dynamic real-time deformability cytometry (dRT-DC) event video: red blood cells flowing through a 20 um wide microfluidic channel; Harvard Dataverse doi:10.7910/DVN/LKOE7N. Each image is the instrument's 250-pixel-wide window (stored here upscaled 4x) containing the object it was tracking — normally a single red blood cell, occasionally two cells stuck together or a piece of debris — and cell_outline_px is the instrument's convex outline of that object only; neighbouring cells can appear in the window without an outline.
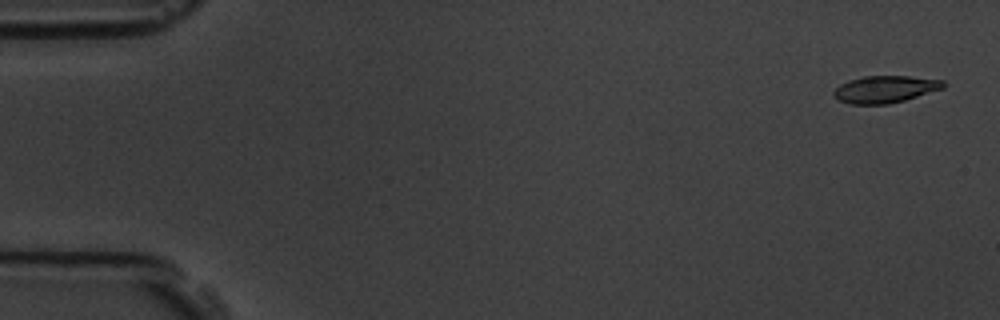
{"species": "common noctule bat (a hibernating species)", "species_latin": "Nyctalus noctula", "temperature_condition": "room temperature", "stored_images_in_passage": 5, "camera_frame_rate_fps": 3000, "um_per_image_px": 0.085, "animal": {"sex": "male", "body_mass_g": 19.5, "forearm_length_mm": 54.6}, "frame": {"image": 1, "passage_image": 1, "time_ms": 0.0, "image_size_px": [1000, 320], "cell_outline_px": [[948, 84], [944, 88], [904, 100], [888, 104], [852, 104], [840, 100], [832, 92], [840, 84], [848, 80], [864, 76], [908, 76], [944, 80]], "centroid_in_image_um": [75.27, 7.57], "position_along_channel_um": 9.7, "area_um2": 17.22}}
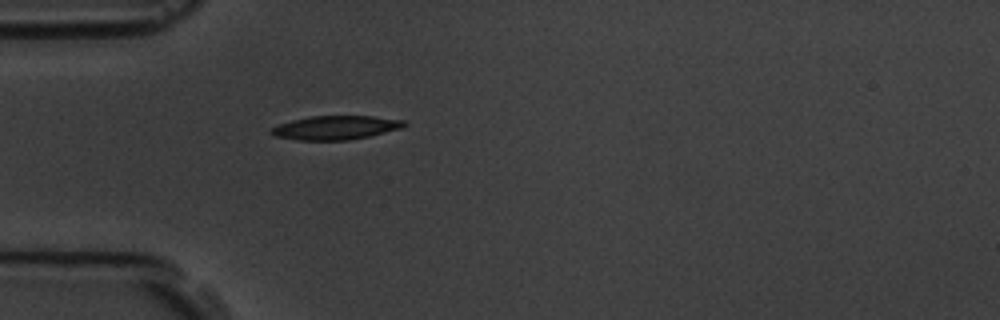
{"frame": {"image": 2, "passage_image": 5, "time_ms": 4.667, "image_size_px": [1000, 320], "cell_outline_px": [[408, 124], [400, 128], [368, 136], [348, 140], [300, 140], [276, 136], [268, 132], [272, 128], [280, 124], [292, 120], [312, 116], [372, 116], [404, 120]], "centroid_in_image_um": [28.53, 10.84], "position_along_channel_um": 56.5, "area_um2": 18.21}}